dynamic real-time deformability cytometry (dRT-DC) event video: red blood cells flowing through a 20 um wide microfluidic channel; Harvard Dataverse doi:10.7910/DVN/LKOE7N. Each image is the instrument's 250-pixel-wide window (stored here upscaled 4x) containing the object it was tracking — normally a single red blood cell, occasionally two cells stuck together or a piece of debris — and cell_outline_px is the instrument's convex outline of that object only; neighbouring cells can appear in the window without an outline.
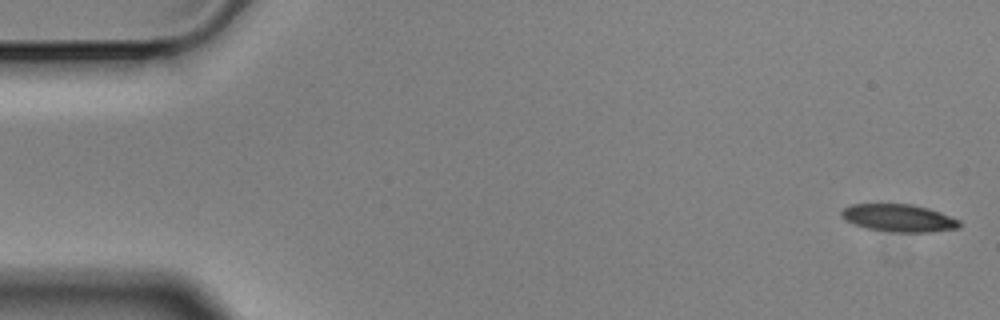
{"species": "Egyptian fruit bat (a non-hibernating species)", "species_latin": "Rousettus aegyptiacus", "temperature_condition": "cold", "stored_images_in_passage": 5, "camera_frame_rate_fps": 3000, "um_per_image_px": 0.085, "animal": {"sex": "male"}, "frame": {"image": 1, "passage_image": 1, "time_ms": 0.0, "image_size_px": [1000, 320], "cell_outline_px": [[960, 228], [928, 232], [896, 232], [868, 228], [844, 220], [840, 216], [840, 212], [844, 208], [852, 204], [912, 204], [928, 208], [940, 212], [960, 220]], "centroid_in_image_um": [76.4, 18.52], "position_along_channel_um": 8.6, "area_um2": 18.84}}
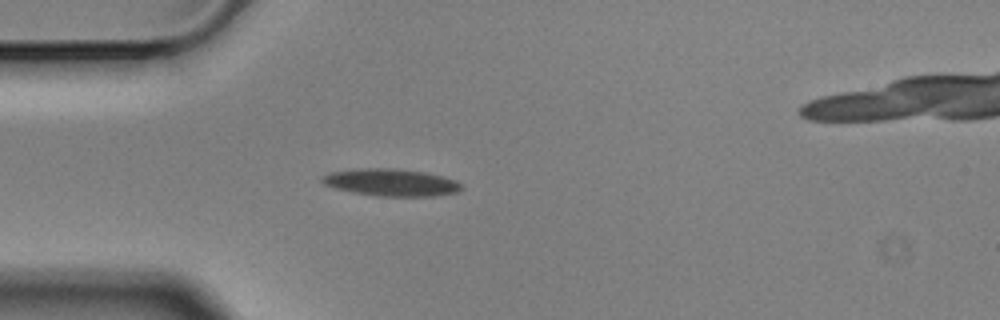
{"frame": {"image": 2, "passage_image": 5, "time_ms": 1.333, "image_size_px": [1000, 320], "cell_outline_px": [[460, 188], [456, 192], [432, 196], [380, 196], [352, 192], [336, 188], [324, 184], [320, 180], [324, 176], [332, 172], [356, 168], [396, 168], [424, 172], [444, 176], [456, 180], [460, 184]], "centroid_in_image_um": [33.23, 15.49], "position_along_channel_um": 51.8, "area_um2": 21.91}}